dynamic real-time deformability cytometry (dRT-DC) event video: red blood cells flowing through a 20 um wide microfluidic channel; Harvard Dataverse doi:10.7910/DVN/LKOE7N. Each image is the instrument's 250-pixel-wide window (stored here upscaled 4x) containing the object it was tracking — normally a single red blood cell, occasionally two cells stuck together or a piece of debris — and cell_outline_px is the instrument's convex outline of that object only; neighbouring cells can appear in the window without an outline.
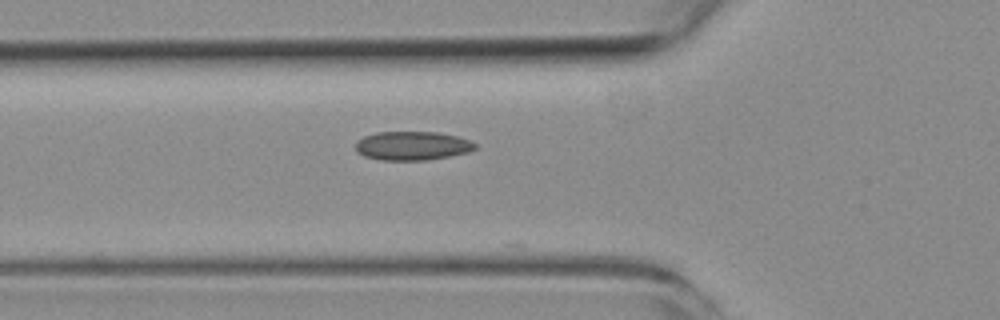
{"species": "common noctule bat (a hibernating species)", "species_latin": "Nyctalus noctula", "temperature_condition": "room temperature", "stored_images_in_passage": 5, "camera_frame_rate_fps": 3000, "um_per_image_px": 0.085, "animal": {"sex": "female", "body_mass_g": 19.3, "forearm_length_mm": 54.1}, "frame": {"image": 1, "passage_image": 5, "time_ms": 4.667, "image_size_px": [1000, 320], "cell_outline_px": [[476, 148], [468, 152], [428, 160], [380, 160], [364, 156], [356, 152], [356, 140], [364, 136], [376, 132], [436, 132], [456, 136], [468, 140], [476, 144]], "centroid_in_image_um": [35.0, 12.39], "position_along_channel_um": 90.8, "area_um2": 20.06}}